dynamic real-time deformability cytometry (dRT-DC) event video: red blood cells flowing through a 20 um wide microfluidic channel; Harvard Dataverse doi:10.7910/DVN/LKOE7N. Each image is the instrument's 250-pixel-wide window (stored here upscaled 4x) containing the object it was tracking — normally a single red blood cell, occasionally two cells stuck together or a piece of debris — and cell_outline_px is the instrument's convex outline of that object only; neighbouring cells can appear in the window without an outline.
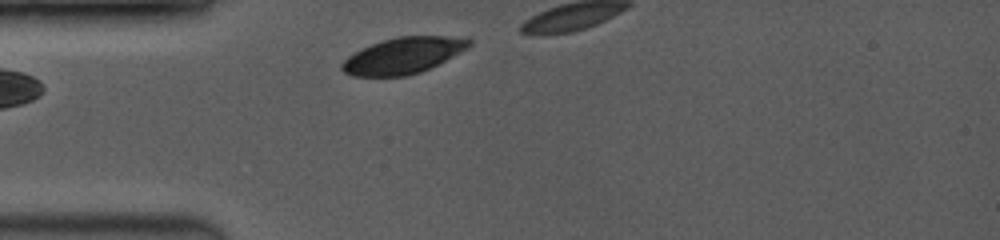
{"species": "common noctule bat (a hibernating species)", "species_latin": "Nyctalus noctula", "temperature_condition": "room temperature", "stored_images_in_passage": 5, "camera_frame_rate_fps": 3500, "um_per_image_px": 0.085, "animal": {"sex": "female", "body_mass_g": 19.0, "forearm_length_mm": 53.3}, "frame": {"image": 1, "passage_image": 2, "time_ms": 0.571, "image_size_px": [1000, 240], "cell_outline_px": [[472, 44], [468, 48], [420, 72], [404, 76], [352, 76], [344, 72], [340, 68], [340, 64], [348, 56], [360, 48], [396, 36], [460, 36], [472, 40]], "centroid_in_image_um": [34.25, 4.71], "position_along_channel_um": 50.8, "area_um2": 26.7}}